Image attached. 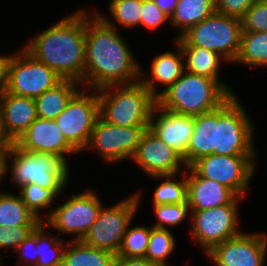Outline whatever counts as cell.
Returning a JSON list of instances; mask_svg holds the SVG:
<instances>
[{
  "label": "cell",
  "mask_w": 267,
  "mask_h": 266,
  "mask_svg": "<svg viewBox=\"0 0 267 266\" xmlns=\"http://www.w3.org/2000/svg\"><path fill=\"white\" fill-rule=\"evenodd\" d=\"M241 20L215 12L192 26L175 41L180 46H198L219 53L234 63L241 47Z\"/></svg>",
  "instance_id": "obj_7"
},
{
  "label": "cell",
  "mask_w": 267,
  "mask_h": 266,
  "mask_svg": "<svg viewBox=\"0 0 267 266\" xmlns=\"http://www.w3.org/2000/svg\"><path fill=\"white\" fill-rule=\"evenodd\" d=\"M3 129L7 138L15 144L38 118L33 98L8 93L0 94Z\"/></svg>",
  "instance_id": "obj_20"
},
{
  "label": "cell",
  "mask_w": 267,
  "mask_h": 266,
  "mask_svg": "<svg viewBox=\"0 0 267 266\" xmlns=\"http://www.w3.org/2000/svg\"><path fill=\"white\" fill-rule=\"evenodd\" d=\"M149 129L173 148L186 166V151L194 130V116L173 113L156 103L151 113Z\"/></svg>",
  "instance_id": "obj_17"
},
{
  "label": "cell",
  "mask_w": 267,
  "mask_h": 266,
  "mask_svg": "<svg viewBox=\"0 0 267 266\" xmlns=\"http://www.w3.org/2000/svg\"><path fill=\"white\" fill-rule=\"evenodd\" d=\"M8 55H0V94L5 89V74H6V61Z\"/></svg>",
  "instance_id": "obj_44"
},
{
  "label": "cell",
  "mask_w": 267,
  "mask_h": 266,
  "mask_svg": "<svg viewBox=\"0 0 267 266\" xmlns=\"http://www.w3.org/2000/svg\"><path fill=\"white\" fill-rule=\"evenodd\" d=\"M240 20L242 32H267V2L257 0Z\"/></svg>",
  "instance_id": "obj_36"
},
{
  "label": "cell",
  "mask_w": 267,
  "mask_h": 266,
  "mask_svg": "<svg viewBox=\"0 0 267 266\" xmlns=\"http://www.w3.org/2000/svg\"><path fill=\"white\" fill-rule=\"evenodd\" d=\"M219 118V107L194 116V130L186 151V167L200 157L213 154L215 145V123Z\"/></svg>",
  "instance_id": "obj_22"
},
{
  "label": "cell",
  "mask_w": 267,
  "mask_h": 266,
  "mask_svg": "<svg viewBox=\"0 0 267 266\" xmlns=\"http://www.w3.org/2000/svg\"><path fill=\"white\" fill-rule=\"evenodd\" d=\"M3 151L0 149V183L3 180Z\"/></svg>",
  "instance_id": "obj_45"
},
{
  "label": "cell",
  "mask_w": 267,
  "mask_h": 266,
  "mask_svg": "<svg viewBox=\"0 0 267 266\" xmlns=\"http://www.w3.org/2000/svg\"><path fill=\"white\" fill-rule=\"evenodd\" d=\"M156 6L169 18L174 12L178 0H153Z\"/></svg>",
  "instance_id": "obj_42"
},
{
  "label": "cell",
  "mask_w": 267,
  "mask_h": 266,
  "mask_svg": "<svg viewBox=\"0 0 267 266\" xmlns=\"http://www.w3.org/2000/svg\"><path fill=\"white\" fill-rule=\"evenodd\" d=\"M13 143L7 138L5 131L3 129L2 123V111H1V103H0V149L6 150Z\"/></svg>",
  "instance_id": "obj_43"
},
{
  "label": "cell",
  "mask_w": 267,
  "mask_h": 266,
  "mask_svg": "<svg viewBox=\"0 0 267 266\" xmlns=\"http://www.w3.org/2000/svg\"><path fill=\"white\" fill-rule=\"evenodd\" d=\"M234 63L267 67V32H242L241 47Z\"/></svg>",
  "instance_id": "obj_30"
},
{
  "label": "cell",
  "mask_w": 267,
  "mask_h": 266,
  "mask_svg": "<svg viewBox=\"0 0 267 266\" xmlns=\"http://www.w3.org/2000/svg\"><path fill=\"white\" fill-rule=\"evenodd\" d=\"M91 91H94V93H91ZM98 117L97 90L82 88L71 98L65 110L54 121L67 141L78 152H83L90 140L91 132Z\"/></svg>",
  "instance_id": "obj_13"
},
{
  "label": "cell",
  "mask_w": 267,
  "mask_h": 266,
  "mask_svg": "<svg viewBox=\"0 0 267 266\" xmlns=\"http://www.w3.org/2000/svg\"><path fill=\"white\" fill-rule=\"evenodd\" d=\"M114 266H165L162 263L150 261L146 258H125L116 256Z\"/></svg>",
  "instance_id": "obj_41"
},
{
  "label": "cell",
  "mask_w": 267,
  "mask_h": 266,
  "mask_svg": "<svg viewBox=\"0 0 267 266\" xmlns=\"http://www.w3.org/2000/svg\"><path fill=\"white\" fill-rule=\"evenodd\" d=\"M99 117L115 126H149L157 100L145 85H109L97 89Z\"/></svg>",
  "instance_id": "obj_4"
},
{
  "label": "cell",
  "mask_w": 267,
  "mask_h": 266,
  "mask_svg": "<svg viewBox=\"0 0 267 266\" xmlns=\"http://www.w3.org/2000/svg\"><path fill=\"white\" fill-rule=\"evenodd\" d=\"M215 12V0H178L168 24L179 29V38Z\"/></svg>",
  "instance_id": "obj_25"
},
{
  "label": "cell",
  "mask_w": 267,
  "mask_h": 266,
  "mask_svg": "<svg viewBox=\"0 0 267 266\" xmlns=\"http://www.w3.org/2000/svg\"><path fill=\"white\" fill-rule=\"evenodd\" d=\"M87 189V190H86ZM80 194L66 198L64 204L51 209L43 216V222L53 231L72 235L74 241L82 240L97 220L103 207L101 198L91 189L86 188Z\"/></svg>",
  "instance_id": "obj_10"
},
{
  "label": "cell",
  "mask_w": 267,
  "mask_h": 266,
  "mask_svg": "<svg viewBox=\"0 0 267 266\" xmlns=\"http://www.w3.org/2000/svg\"><path fill=\"white\" fill-rule=\"evenodd\" d=\"M235 197L229 204L215 208L191 212V237L208 253L215 245L242 234L239 229V201Z\"/></svg>",
  "instance_id": "obj_11"
},
{
  "label": "cell",
  "mask_w": 267,
  "mask_h": 266,
  "mask_svg": "<svg viewBox=\"0 0 267 266\" xmlns=\"http://www.w3.org/2000/svg\"><path fill=\"white\" fill-rule=\"evenodd\" d=\"M109 17L94 12L109 26L117 28L120 24L124 29L140 25L142 2L136 0H110L108 4Z\"/></svg>",
  "instance_id": "obj_31"
},
{
  "label": "cell",
  "mask_w": 267,
  "mask_h": 266,
  "mask_svg": "<svg viewBox=\"0 0 267 266\" xmlns=\"http://www.w3.org/2000/svg\"><path fill=\"white\" fill-rule=\"evenodd\" d=\"M184 55L185 71L217 80L231 95L230 86L220 78V65L227 60L219 53L198 46H180Z\"/></svg>",
  "instance_id": "obj_23"
},
{
  "label": "cell",
  "mask_w": 267,
  "mask_h": 266,
  "mask_svg": "<svg viewBox=\"0 0 267 266\" xmlns=\"http://www.w3.org/2000/svg\"><path fill=\"white\" fill-rule=\"evenodd\" d=\"M118 29L94 11H86L84 88L97 90L140 81L141 66Z\"/></svg>",
  "instance_id": "obj_1"
},
{
  "label": "cell",
  "mask_w": 267,
  "mask_h": 266,
  "mask_svg": "<svg viewBox=\"0 0 267 266\" xmlns=\"http://www.w3.org/2000/svg\"><path fill=\"white\" fill-rule=\"evenodd\" d=\"M257 0H215V10L221 15L241 19Z\"/></svg>",
  "instance_id": "obj_39"
},
{
  "label": "cell",
  "mask_w": 267,
  "mask_h": 266,
  "mask_svg": "<svg viewBox=\"0 0 267 266\" xmlns=\"http://www.w3.org/2000/svg\"><path fill=\"white\" fill-rule=\"evenodd\" d=\"M230 96L217 80L184 71L156 100L165 110L197 116L218 108Z\"/></svg>",
  "instance_id": "obj_5"
},
{
  "label": "cell",
  "mask_w": 267,
  "mask_h": 266,
  "mask_svg": "<svg viewBox=\"0 0 267 266\" xmlns=\"http://www.w3.org/2000/svg\"><path fill=\"white\" fill-rule=\"evenodd\" d=\"M129 224L117 256L125 258H145L150 238V226ZM131 225V226H130Z\"/></svg>",
  "instance_id": "obj_33"
},
{
  "label": "cell",
  "mask_w": 267,
  "mask_h": 266,
  "mask_svg": "<svg viewBox=\"0 0 267 266\" xmlns=\"http://www.w3.org/2000/svg\"><path fill=\"white\" fill-rule=\"evenodd\" d=\"M257 155H206L191 167L201 176L228 187L237 197L244 198L256 170Z\"/></svg>",
  "instance_id": "obj_12"
},
{
  "label": "cell",
  "mask_w": 267,
  "mask_h": 266,
  "mask_svg": "<svg viewBox=\"0 0 267 266\" xmlns=\"http://www.w3.org/2000/svg\"><path fill=\"white\" fill-rule=\"evenodd\" d=\"M175 42L177 52L165 51L154 56L151 62L149 77L141 68L140 81L157 99L165 90L173 85L185 71L184 55L180 45ZM158 85L163 87L159 90ZM165 87V88H164Z\"/></svg>",
  "instance_id": "obj_21"
},
{
  "label": "cell",
  "mask_w": 267,
  "mask_h": 266,
  "mask_svg": "<svg viewBox=\"0 0 267 266\" xmlns=\"http://www.w3.org/2000/svg\"><path fill=\"white\" fill-rule=\"evenodd\" d=\"M140 190L111 207L101 208L97 220L82 241L90 247L118 254L125 232L140 206Z\"/></svg>",
  "instance_id": "obj_9"
},
{
  "label": "cell",
  "mask_w": 267,
  "mask_h": 266,
  "mask_svg": "<svg viewBox=\"0 0 267 266\" xmlns=\"http://www.w3.org/2000/svg\"><path fill=\"white\" fill-rule=\"evenodd\" d=\"M48 226L41 222L36 228V249L38 260L36 266H61L67 245L60 236L48 235Z\"/></svg>",
  "instance_id": "obj_28"
},
{
  "label": "cell",
  "mask_w": 267,
  "mask_h": 266,
  "mask_svg": "<svg viewBox=\"0 0 267 266\" xmlns=\"http://www.w3.org/2000/svg\"><path fill=\"white\" fill-rule=\"evenodd\" d=\"M175 235L169 229L153 228L150 225V238L145 258L168 266V259L176 249Z\"/></svg>",
  "instance_id": "obj_32"
},
{
  "label": "cell",
  "mask_w": 267,
  "mask_h": 266,
  "mask_svg": "<svg viewBox=\"0 0 267 266\" xmlns=\"http://www.w3.org/2000/svg\"><path fill=\"white\" fill-rule=\"evenodd\" d=\"M15 145L21 150L33 153H51L62 156L79 152L67 141L54 120L37 118Z\"/></svg>",
  "instance_id": "obj_18"
},
{
  "label": "cell",
  "mask_w": 267,
  "mask_h": 266,
  "mask_svg": "<svg viewBox=\"0 0 267 266\" xmlns=\"http://www.w3.org/2000/svg\"><path fill=\"white\" fill-rule=\"evenodd\" d=\"M36 229L16 248L20 257L17 266H36L38 254L36 249ZM23 261V262H22ZM22 264V265H21Z\"/></svg>",
  "instance_id": "obj_40"
},
{
  "label": "cell",
  "mask_w": 267,
  "mask_h": 266,
  "mask_svg": "<svg viewBox=\"0 0 267 266\" xmlns=\"http://www.w3.org/2000/svg\"><path fill=\"white\" fill-rule=\"evenodd\" d=\"M233 94L219 106L215 123L213 154L225 156L256 155L254 126L246 108ZM255 147V148H254Z\"/></svg>",
  "instance_id": "obj_6"
},
{
  "label": "cell",
  "mask_w": 267,
  "mask_h": 266,
  "mask_svg": "<svg viewBox=\"0 0 267 266\" xmlns=\"http://www.w3.org/2000/svg\"><path fill=\"white\" fill-rule=\"evenodd\" d=\"M141 21L145 28L149 30H156L163 24L170 22V18L159 9L153 0H146L142 2Z\"/></svg>",
  "instance_id": "obj_38"
},
{
  "label": "cell",
  "mask_w": 267,
  "mask_h": 266,
  "mask_svg": "<svg viewBox=\"0 0 267 266\" xmlns=\"http://www.w3.org/2000/svg\"><path fill=\"white\" fill-rule=\"evenodd\" d=\"M186 182L191 212L227 205L236 197L228 187L201 177L191 166L186 167Z\"/></svg>",
  "instance_id": "obj_19"
},
{
  "label": "cell",
  "mask_w": 267,
  "mask_h": 266,
  "mask_svg": "<svg viewBox=\"0 0 267 266\" xmlns=\"http://www.w3.org/2000/svg\"><path fill=\"white\" fill-rule=\"evenodd\" d=\"M19 189V196L24 204L36 218L43 222L40 211L50 208L58 195L52 189H45L34 183L24 184Z\"/></svg>",
  "instance_id": "obj_34"
},
{
  "label": "cell",
  "mask_w": 267,
  "mask_h": 266,
  "mask_svg": "<svg viewBox=\"0 0 267 266\" xmlns=\"http://www.w3.org/2000/svg\"><path fill=\"white\" fill-rule=\"evenodd\" d=\"M153 211L157 221L152 223L153 228L169 229L168 227H177L185 219L190 217L191 211L188 204H167L153 206Z\"/></svg>",
  "instance_id": "obj_35"
},
{
  "label": "cell",
  "mask_w": 267,
  "mask_h": 266,
  "mask_svg": "<svg viewBox=\"0 0 267 266\" xmlns=\"http://www.w3.org/2000/svg\"><path fill=\"white\" fill-rule=\"evenodd\" d=\"M116 254L90 247L82 240L67 241L61 266H114Z\"/></svg>",
  "instance_id": "obj_26"
},
{
  "label": "cell",
  "mask_w": 267,
  "mask_h": 266,
  "mask_svg": "<svg viewBox=\"0 0 267 266\" xmlns=\"http://www.w3.org/2000/svg\"><path fill=\"white\" fill-rule=\"evenodd\" d=\"M82 85L73 80H62L54 88L46 90L36 97L37 117L54 120L62 113L71 98L81 89Z\"/></svg>",
  "instance_id": "obj_24"
},
{
  "label": "cell",
  "mask_w": 267,
  "mask_h": 266,
  "mask_svg": "<svg viewBox=\"0 0 267 266\" xmlns=\"http://www.w3.org/2000/svg\"><path fill=\"white\" fill-rule=\"evenodd\" d=\"M180 180L176 176H181ZM151 179L162 180L153 194V206L167 205V204H188L187 202V182L186 169L179 174L173 175H155L150 176Z\"/></svg>",
  "instance_id": "obj_29"
},
{
  "label": "cell",
  "mask_w": 267,
  "mask_h": 266,
  "mask_svg": "<svg viewBox=\"0 0 267 266\" xmlns=\"http://www.w3.org/2000/svg\"><path fill=\"white\" fill-rule=\"evenodd\" d=\"M9 160H12L11 163ZM68 164L70 165L58 154L27 152L12 144L3 151V179L9 171L10 179L17 188L34 183L52 189L59 196L69 180Z\"/></svg>",
  "instance_id": "obj_3"
},
{
  "label": "cell",
  "mask_w": 267,
  "mask_h": 266,
  "mask_svg": "<svg viewBox=\"0 0 267 266\" xmlns=\"http://www.w3.org/2000/svg\"><path fill=\"white\" fill-rule=\"evenodd\" d=\"M42 221L36 218L19 195L0 191V226H38Z\"/></svg>",
  "instance_id": "obj_27"
},
{
  "label": "cell",
  "mask_w": 267,
  "mask_h": 266,
  "mask_svg": "<svg viewBox=\"0 0 267 266\" xmlns=\"http://www.w3.org/2000/svg\"><path fill=\"white\" fill-rule=\"evenodd\" d=\"M6 61L5 90L13 95L35 99L63 79L23 47Z\"/></svg>",
  "instance_id": "obj_8"
},
{
  "label": "cell",
  "mask_w": 267,
  "mask_h": 266,
  "mask_svg": "<svg viewBox=\"0 0 267 266\" xmlns=\"http://www.w3.org/2000/svg\"><path fill=\"white\" fill-rule=\"evenodd\" d=\"M132 161L149 177L179 174L186 169L182 157L150 129L143 134Z\"/></svg>",
  "instance_id": "obj_16"
},
{
  "label": "cell",
  "mask_w": 267,
  "mask_h": 266,
  "mask_svg": "<svg viewBox=\"0 0 267 266\" xmlns=\"http://www.w3.org/2000/svg\"><path fill=\"white\" fill-rule=\"evenodd\" d=\"M206 255L215 266H265L267 235L243 232L215 245Z\"/></svg>",
  "instance_id": "obj_15"
},
{
  "label": "cell",
  "mask_w": 267,
  "mask_h": 266,
  "mask_svg": "<svg viewBox=\"0 0 267 266\" xmlns=\"http://www.w3.org/2000/svg\"><path fill=\"white\" fill-rule=\"evenodd\" d=\"M147 129L149 126H115L98 117L85 150H97L108 164L130 161Z\"/></svg>",
  "instance_id": "obj_14"
},
{
  "label": "cell",
  "mask_w": 267,
  "mask_h": 266,
  "mask_svg": "<svg viewBox=\"0 0 267 266\" xmlns=\"http://www.w3.org/2000/svg\"><path fill=\"white\" fill-rule=\"evenodd\" d=\"M37 226H16L6 228L0 226V250L11 248L16 251V248L33 232ZM3 258L0 257V261Z\"/></svg>",
  "instance_id": "obj_37"
},
{
  "label": "cell",
  "mask_w": 267,
  "mask_h": 266,
  "mask_svg": "<svg viewBox=\"0 0 267 266\" xmlns=\"http://www.w3.org/2000/svg\"><path fill=\"white\" fill-rule=\"evenodd\" d=\"M85 45L86 11L81 8L46 28L23 48L63 80L76 81L84 88Z\"/></svg>",
  "instance_id": "obj_2"
}]
</instances>
